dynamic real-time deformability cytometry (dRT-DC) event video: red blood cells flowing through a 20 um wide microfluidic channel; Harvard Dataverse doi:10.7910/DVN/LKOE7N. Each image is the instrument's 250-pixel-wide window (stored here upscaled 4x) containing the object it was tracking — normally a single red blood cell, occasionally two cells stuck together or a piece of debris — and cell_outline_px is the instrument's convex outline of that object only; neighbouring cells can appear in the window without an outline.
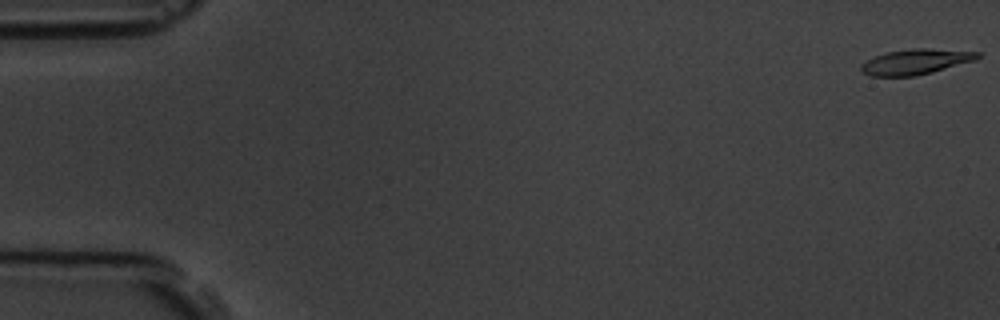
{"species": "common noctule bat (a hibernating species)", "species_latin": "Nyctalus noctula", "temperature_condition": "room temperature", "stored_images_in_passage": 8, "camera_frame_rate_fps": 3000, "um_per_image_px": 0.085, "animal": {"sex": "male", "body_mass_g": 19.5, "forearm_length_mm": 54.6}, "frame": {"image": 1, "passage_image": 1, "time_ms": 0.0, "image_size_px": [1000, 320], "cell_outline_px": [[980, 56], [976, 60], [932, 72], [916, 76], [868, 76], [860, 72], [860, 64], [876, 56], [888, 52], [916, 48], [928, 48], [980, 52]], "centroid_in_image_um": [77.82, 5.26], "position_along_channel_um": 7.2, "area_um2": 17.17}}
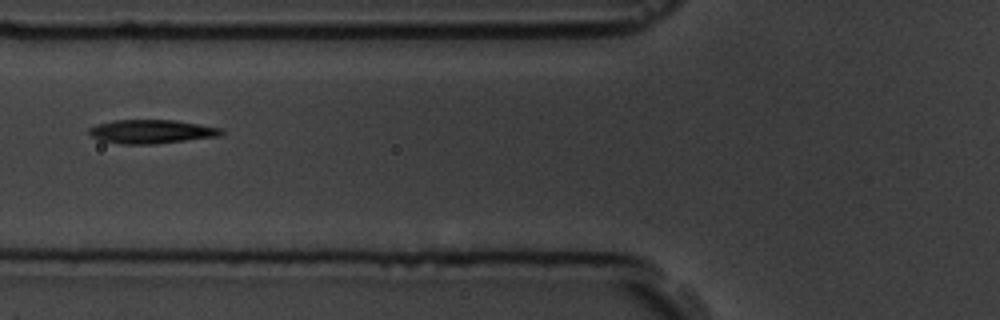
{"frame": {"image": 2, "passage_image": 7, "time_ms": 7.0, "image_size_px": [1000, 320], "cell_outline_px": [[224, 132], [220, 136], [156, 144], [120, 144], [100, 140], [92, 136], [88, 132], [88, 128], [100, 124], [116, 120], [176, 120], [224, 128]], "centroid_in_image_um": [12.93, 11.19], "position_along_channel_um": 112.9, "area_um2": 18.38}}
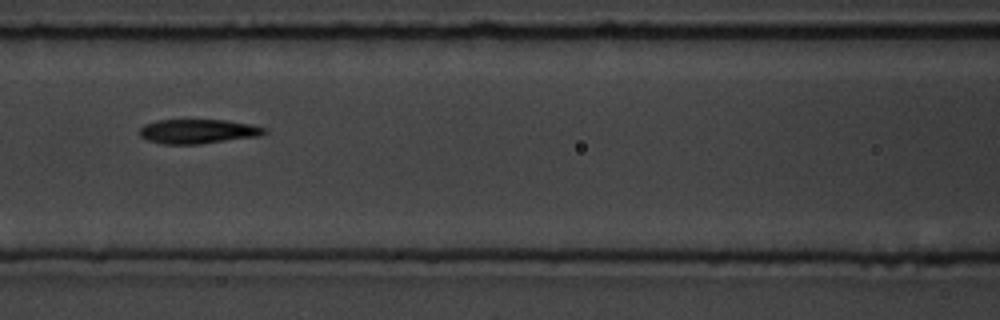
{"frame": {"image": 3, "passage_image": 8, "time_ms": 8.0, "image_size_px": [1000, 320], "cell_outline_px": [[268, 132], [260, 136], [200, 144], [160, 144], [148, 140], [140, 136], [140, 128], [144, 124], [156, 120], [224, 120], [252, 124], [268, 128]], "centroid_in_image_um": [16.86, 11.17], "position_along_channel_um": 149.7, "area_um2": 17.92}}